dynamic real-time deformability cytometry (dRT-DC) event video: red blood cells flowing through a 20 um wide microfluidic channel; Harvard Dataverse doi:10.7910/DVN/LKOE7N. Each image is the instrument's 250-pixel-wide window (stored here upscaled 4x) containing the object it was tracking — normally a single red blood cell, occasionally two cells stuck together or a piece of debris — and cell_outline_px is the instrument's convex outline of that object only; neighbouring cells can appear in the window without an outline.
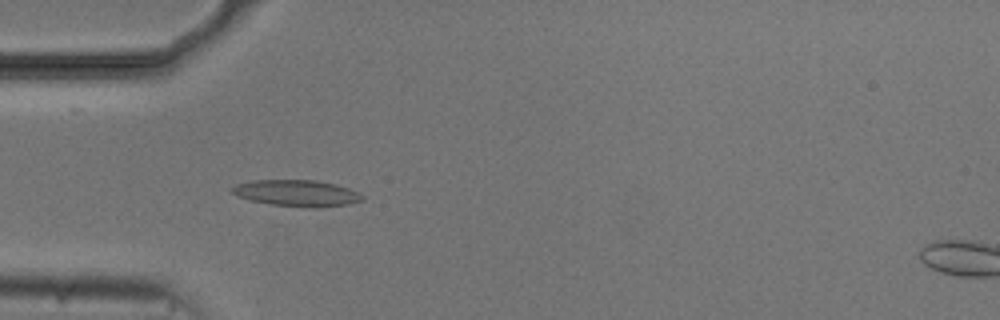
{"species": "common noctule bat (a hibernating species)", "species_latin": "Nyctalus noctula", "temperature_condition": "cold", "stored_images_in_passage": 22, "camera_frame_rate_fps": 3000, "um_per_image_px": 0.085, "animal": {"sex": "male", "body_mass_g": 20.5, "forearm_length_mm": 52.5}, "frame": {"image": 1, "passage_image": 14, "time_ms": 4.333, "image_size_px": [1000, 320], "cell_outline_px": [[364, 200], [348, 204], [268, 204], [252, 200], [240, 196], [232, 192], [228, 188], [236, 184], [252, 180], [316, 180], [336, 184], [348, 188], [364, 196]], "centroid_in_image_um": [25.16, 16.35], "position_along_channel_um": 59.8, "area_um2": 18.84}}